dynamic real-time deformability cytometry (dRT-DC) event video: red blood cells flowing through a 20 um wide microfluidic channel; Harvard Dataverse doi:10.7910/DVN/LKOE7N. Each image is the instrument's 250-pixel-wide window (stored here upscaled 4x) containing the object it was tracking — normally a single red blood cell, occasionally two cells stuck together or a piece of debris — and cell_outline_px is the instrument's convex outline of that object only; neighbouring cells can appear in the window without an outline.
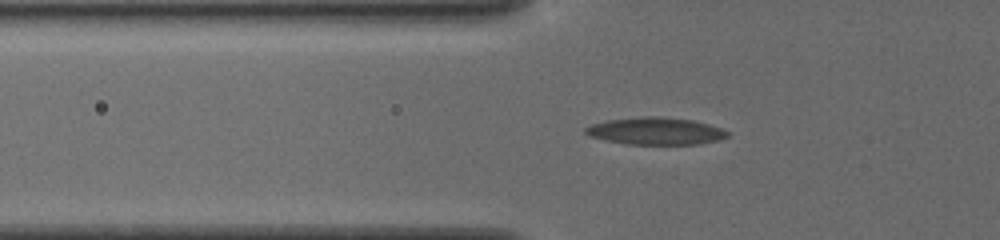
{"species": "common noctule bat (a hibernating species)", "species_latin": "Nyctalus noctula", "temperature_condition": "cold", "stored_images_in_passage": 41, "camera_frame_rate_fps": 3000, "um_per_image_px": 0.085, "animal": {"sex": "female", "body_mass_g": 19.5, "forearm_length_mm": 54.1}, "frame": {"image": 1, "passage_image": 13, "time_ms": 4.0, "image_size_px": [1000, 240], "cell_outline_px": [[728, 136], [716, 140], [696, 144], [628, 144], [588, 136], [584, 132], [584, 128], [592, 124], [608, 120], [640, 116], [656, 116], [692, 120], [708, 124], [720, 128], [728, 132]], "centroid_in_image_um": [55.68, 11.13], "position_along_channel_um": 70.1, "area_um2": 22.25}}
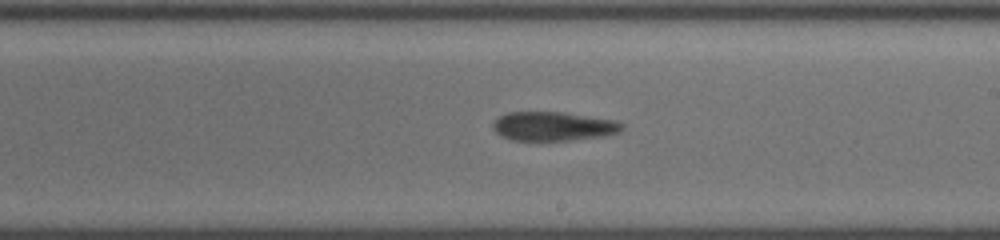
{"frame": {"image": 2, "passage_image": 27, "time_ms": 8.667, "image_size_px": [1000, 240], "cell_outline_px": [[624, 128], [620, 132], [604, 136], [572, 140], [512, 140], [496, 132], [492, 128], [492, 124], [500, 116], [508, 112], [564, 112], [616, 120], [624, 124]], "centroid_in_image_um": [47.08, 10.73], "position_along_channel_um": 241.9, "area_um2": 21.85}}
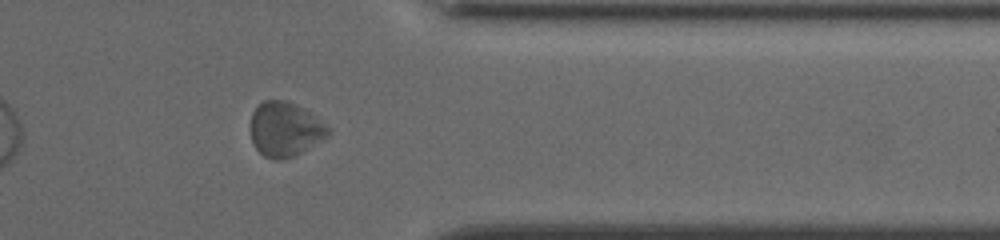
{"frame": {"image": 3, "passage_image": 39, "time_ms": 12.667, "image_size_px": [1000, 240], "cell_outline_px": [[332, 132], [328, 136], [296, 156], [284, 160], [276, 160], [264, 156], [256, 148], [252, 140], [252, 112], [264, 100], [284, 100], [312, 112], [332, 128]], "centroid_in_image_um": [24.29, 11.0], "position_along_channel_um": 387.1, "area_um2": 24.8}, "authors_computed_cell_mechanics": {"area_um2": 22.4264, "velocity_mm_per_s": 3.7634, "shape_relaxation_time_tau1_ms": null, "shape_relaxation_time_tau2_ms": 2.4062, "deformation_change_tau1": null, "deformation_change_tau2": 0.0804}}